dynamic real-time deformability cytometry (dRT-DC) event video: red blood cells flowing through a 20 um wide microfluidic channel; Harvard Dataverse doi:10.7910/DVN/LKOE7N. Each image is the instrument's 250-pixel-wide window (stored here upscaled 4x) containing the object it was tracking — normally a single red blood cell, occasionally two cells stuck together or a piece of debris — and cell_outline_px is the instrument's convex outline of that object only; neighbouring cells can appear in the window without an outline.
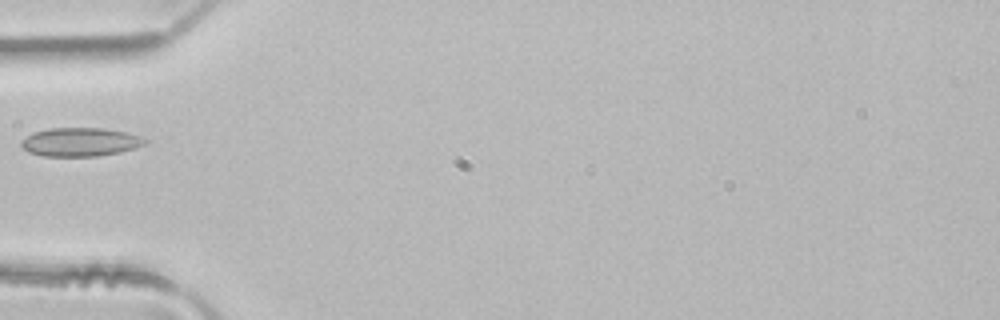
{"species": "common noctule bat (a hibernating species)", "species_latin": "Nyctalus noctula", "temperature_condition": "room temperature", "stored_images_in_passage": 2, "camera_frame_rate_fps": 3000, "um_per_image_px": 0.085, "animal": {"sex": "male", "body_mass_g": 21.5, "forearm_length_mm": 52.0}, "frame": {"image": 1, "passage_image": 2, "time_ms": 0.333, "image_size_px": [1000, 320], "cell_outline_px": [[148, 144], [136, 148], [120, 152], [96, 156], [44, 156], [28, 152], [20, 144], [20, 140], [32, 132], [48, 128], [104, 128], [128, 132], [144, 136], [148, 140]], "centroid_in_image_um": [6.87, 12.06], "position_along_channel_um": 78.1, "area_um2": 21.04}}